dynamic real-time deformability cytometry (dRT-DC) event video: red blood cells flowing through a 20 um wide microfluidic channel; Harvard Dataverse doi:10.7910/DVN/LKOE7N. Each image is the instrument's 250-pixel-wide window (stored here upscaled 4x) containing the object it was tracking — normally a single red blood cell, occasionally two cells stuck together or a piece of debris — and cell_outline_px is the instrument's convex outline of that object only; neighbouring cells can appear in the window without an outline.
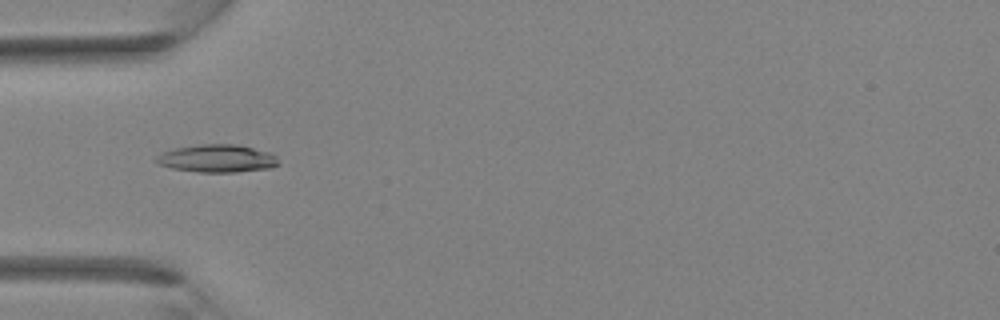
{"species": "Egyptian fruit bat (a non-hibernating species)", "species_latin": "Rousettus aegyptiacus", "temperature_condition": "room temperature", "stored_images_in_passage": 26, "camera_frame_rate_fps": 3000, "um_per_image_px": 0.085, "animal": {"sex": "female"}, "frame": {"image": 1, "passage_image": 1, "time_ms": 0.0, "image_size_px": [1000, 320], "cell_outline_px": [[280, 164], [268, 168], [236, 172], [200, 172], [172, 168], [160, 164], [156, 160], [156, 156], [160, 152], [176, 148], [200, 144], [236, 144], [272, 152], [276, 156]], "centroid_in_image_um": [18.48, 13.46], "position_along_channel_um": 66.5, "area_um2": 19.77}}
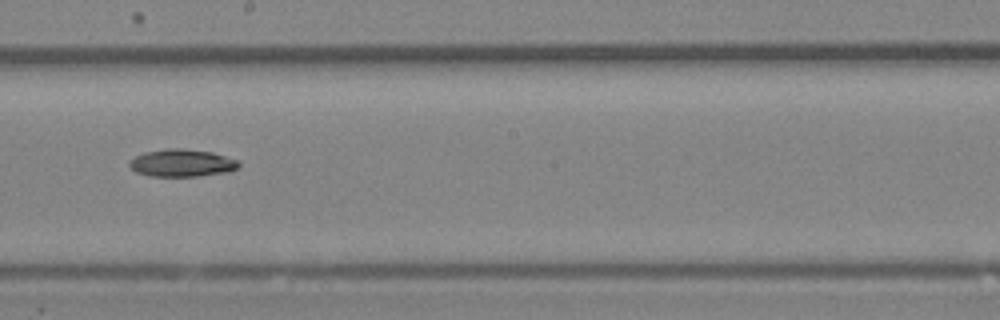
{"frame": {"image": 2, "passage_image": 10, "time_ms": 3.0, "image_size_px": [1000, 320], "cell_outline_px": [[240, 164], [236, 168], [228, 172], [196, 176], [148, 176], [136, 172], [128, 164], [136, 156], [144, 152], [168, 148], [180, 148], [212, 152], [240, 160]], "centroid_in_image_um": [15.48, 13.85], "position_along_channel_um": 232.7, "area_um2": 17.46}}
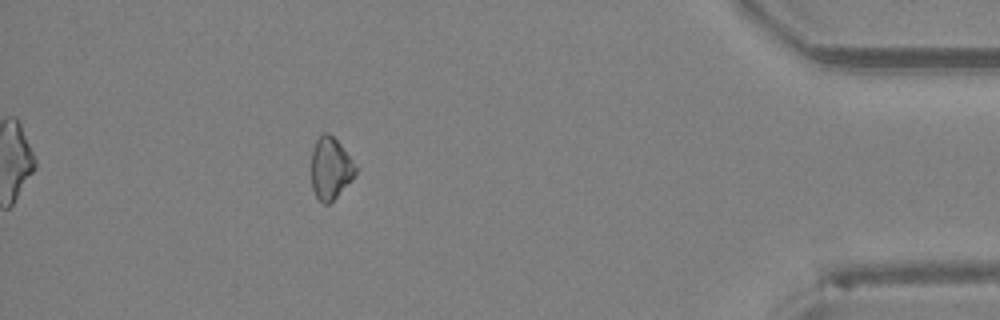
{"frame": {"image": 3, "passage_image": 22, "time_ms": 7.0, "image_size_px": [1000, 320], "cell_outline_px": [[356, 172], [352, 180], [328, 204], [324, 204], [316, 196], [312, 188], [312, 152], [316, 140], [324, 132], [328, 132], [340, 144], [356, 168]], "centroid_in_image_um": [28.07, 14.31], "position_along_channel_um": 407.1, "area_um2": 15.49}}